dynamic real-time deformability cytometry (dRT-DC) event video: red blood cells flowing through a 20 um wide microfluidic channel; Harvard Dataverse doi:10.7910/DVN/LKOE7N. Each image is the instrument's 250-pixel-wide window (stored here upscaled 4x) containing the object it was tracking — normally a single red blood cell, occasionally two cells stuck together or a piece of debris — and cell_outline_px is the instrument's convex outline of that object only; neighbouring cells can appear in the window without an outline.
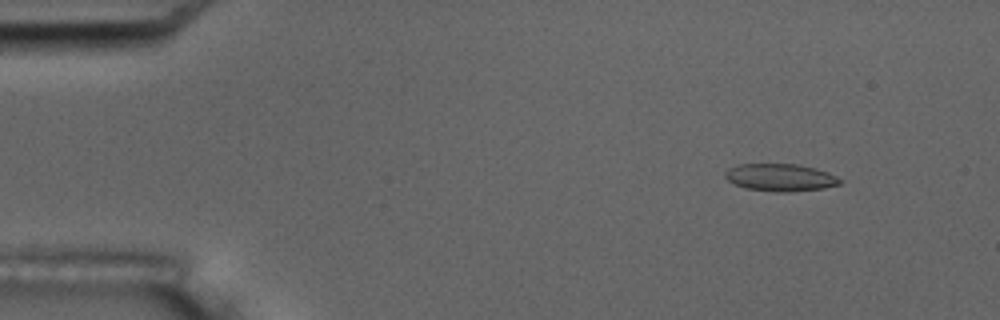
{"species": "common noctule bat (a hibernating species)", "species_latin": "Nyctalus noctula", "temperature_condition": "room temperature", "stored_images_in_passage": 6, "camera_frame_rate_fps": 3000, "um_per_image_px": 0.085, "animal": {"sex": "male", "body_mass_g": 17.5, "forearm_length_mm": 52.3}, "frame": {"image": 1, "passage_image": 3, "time_ms": 2.0, "image_size_px": [1000, 320], "cell_outline_px": [[844, 180], [840, 184], [824, 188], [788, 192], [776, 192], [744, 188], [728, 180], [724, 176], [724, 172], [728, 168], [740, 164], [800, 164], [816, 168], [828, 172]], "centroid_in_image_um": [66.35, 15.08], "position_along_channel_um": 18.7, "area_um2": 18.5}}